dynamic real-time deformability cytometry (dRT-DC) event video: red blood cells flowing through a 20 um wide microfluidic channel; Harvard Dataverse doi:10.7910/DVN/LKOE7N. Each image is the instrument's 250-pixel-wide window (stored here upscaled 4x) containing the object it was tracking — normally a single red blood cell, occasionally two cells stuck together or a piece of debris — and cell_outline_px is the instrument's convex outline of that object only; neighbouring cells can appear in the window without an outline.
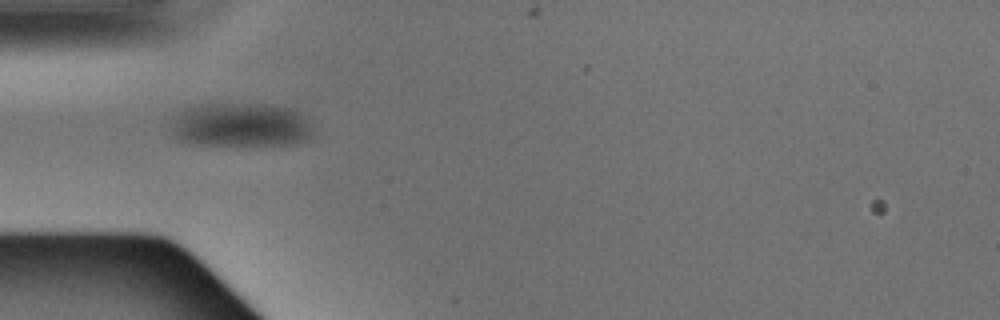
{"species": "Egyptian fruit bat (a non-hibernating species)", "species_latin": "Rousettus aegyptiacus", "temperature_condition": "warm", "stored_images_in_passage": 1, "camera_frame_rate_fps": 3000, "um_per_image_px": 0.085, "animal": {"sex": "male"}, "frame": {"image": 1, "passage_image": 1, "time_ms": 0.0, "image_size_px": [1000, 320], "cell_outline_px": [[312, 136], [304, 140], [292, 144], [188, 144], [180, 140], [176, 136], [176, 120], [180, 112], [184, 108], [208, 104], [260, 104], [296, 108], [300, 112], [312, 128]], "centroid_in_image_um": [20.55, 10.61], "position_along_channel_um": 64.4, "area_um2": 35.55}}